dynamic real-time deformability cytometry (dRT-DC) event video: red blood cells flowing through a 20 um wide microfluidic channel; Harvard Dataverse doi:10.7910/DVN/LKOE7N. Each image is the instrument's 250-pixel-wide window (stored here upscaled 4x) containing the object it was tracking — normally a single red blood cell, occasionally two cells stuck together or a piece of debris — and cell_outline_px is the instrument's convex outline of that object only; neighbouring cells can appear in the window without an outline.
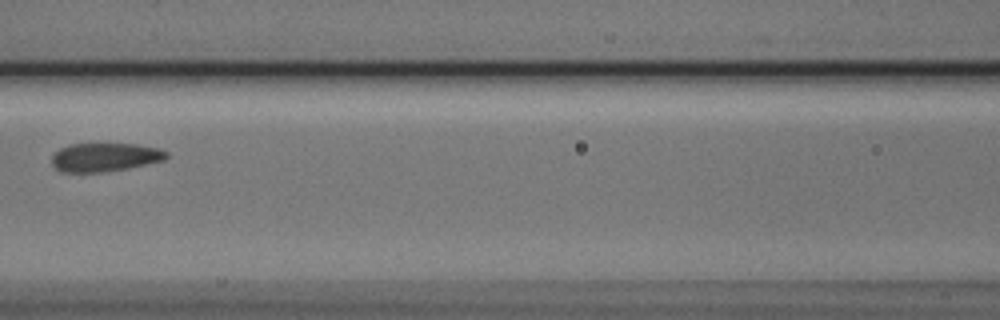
{"species": "Egyptian fruit bat (a non-hibernating species)", "species_latin": "Rousettus aegyptiacus", "temperature_condition": "cold", "stored_images_in_passage": 4, "camera_frame_rate_fps": 3000, "um_per_image_px": 0.085, "animal": {"sex": "male"}, "frame": {"image": 1, "passage_image": 3, "time_ms": 0.667, "image_size_px": [1000, 320], "cell_outline_px": [[168, 156], [164, 160], [128, 168], [100, 172], [60, 172], [52, 164], [52, 156], [60, 148], [68, 144], [136, 144], [160, 148], [168, 152]], "centroid_in_image_um": [8.92, 13.36], "position_along_channel_um": 157.7, "area_um2": 19.07}}
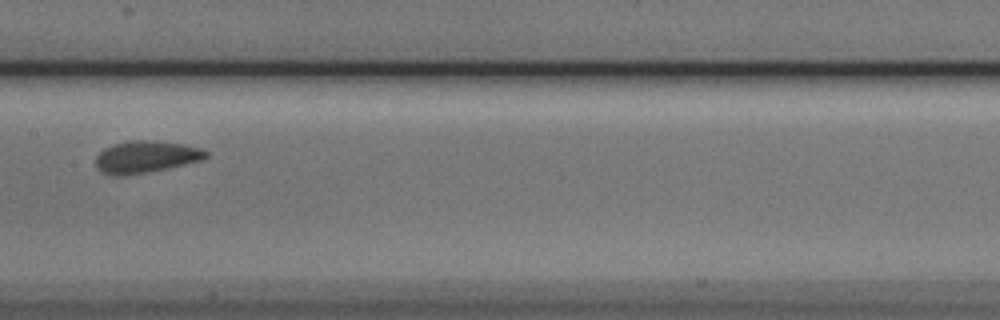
{"frame": {"image": 2, "passage_image": 4, "time_ms": 1.0, "image_size_px": [1000, 320], "cell_outline_px": [[208, 156], [200, 160], [184, 164], [144, 172], [120, 176], [112, 176], [100, 172], [96, 164], [96, 156], [104, 148], [112, 144], [128, 140], [156, 140], [184, 144], [204, 148], [208, 152]], "centroid_in_image_um": [12.38, 13.31], "position_along_channel_um": 195.0, "area_um2": 20.58}}